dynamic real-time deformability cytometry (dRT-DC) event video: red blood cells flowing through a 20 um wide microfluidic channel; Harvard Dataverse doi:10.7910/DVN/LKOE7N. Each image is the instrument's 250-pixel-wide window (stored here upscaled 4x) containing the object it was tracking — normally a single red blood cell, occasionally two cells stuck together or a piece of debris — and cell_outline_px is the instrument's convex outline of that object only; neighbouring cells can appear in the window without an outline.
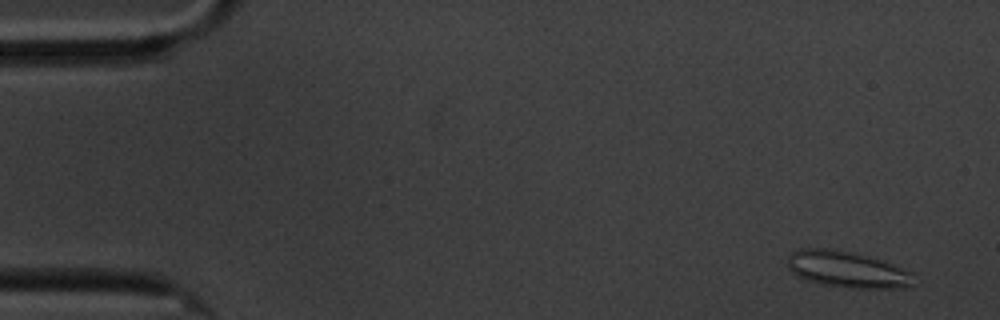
{"species": "common noctule bat (a hibernating species)", "species_latin": "Nyctalus noctula", "temperature_condition": "cold", "stored_images_in_passage": 5, "camera_frame_rate_fps": 3000, "um_per_image_px": 0.085, "animal": {"sex": "male", "body_mass_g": 20.1, "forearm_length_mm": 53.5}, "frame": {"image": 1, "passage_image": 1, "time_ms": 0.0, "image_size_px": [1000, 320], "cell_outline_px": [[912, 284], [904, 288], [848, 288], [816, 284], [804, 280], [796, 276], [788, 268], [788, 256], [792, 252], [800, 248], [836, 248], [884, 260], [912, 272]], "centroid_in_image_um": [71.96, 22.9], "position_along_channel_um": 13.0, "area_um2": 27.22}}
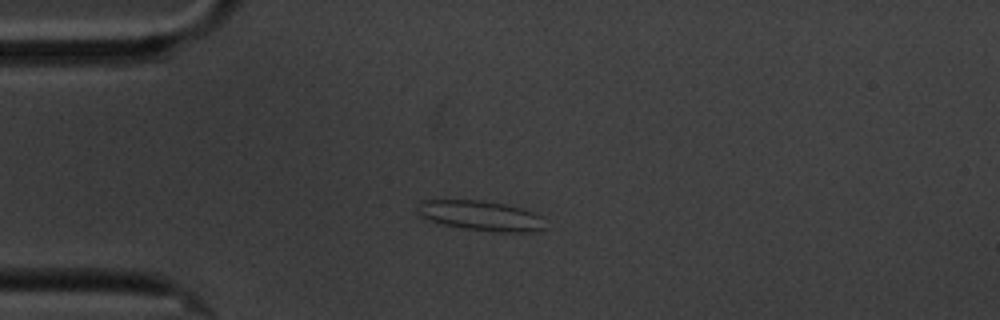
{"frame": {"image": 2, "passage_image": 4, "time_ms": 3.667, "image_size_px": [1000, 320], "cell_outline_px": [[544, 228], [532, 232], [496, 232], [464, 228], [444, 224], [420, 216], [416, 208], [420, 200], [480, 200], [504, 204], [520, 208], [532, 212], [540, 216]], "centroid_in_image_um": [40.83, 18.33], "position_along_channel_um": 44.2, "area_um2": 21.96}}